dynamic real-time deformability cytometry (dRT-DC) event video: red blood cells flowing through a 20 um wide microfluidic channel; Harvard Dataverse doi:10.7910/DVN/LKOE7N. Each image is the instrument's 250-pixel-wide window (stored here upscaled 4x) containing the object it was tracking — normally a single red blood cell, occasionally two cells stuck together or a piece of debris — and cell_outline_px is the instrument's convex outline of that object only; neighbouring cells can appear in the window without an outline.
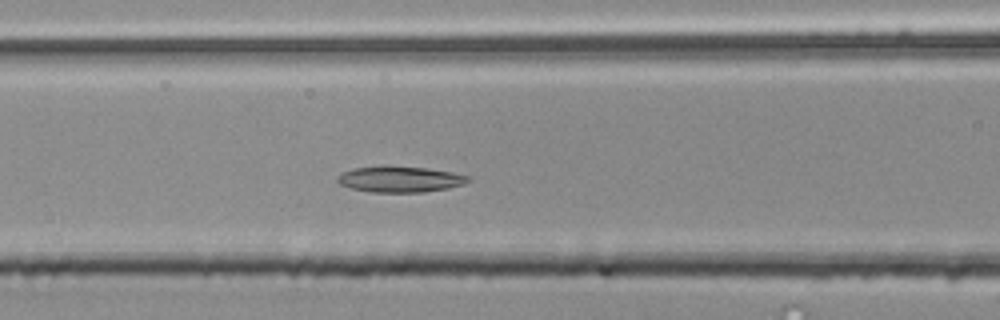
{"species": "common noctule bat (a hibernating species)", "species_latin": "Nyctalus noctula", "temperature_condition": "room temperature", "stored_images_in_passage": 51, "camera_frame_rate_fps": 3000, "um_per_image_px": 0.085, "animal": {"sex": "male", "body_mass_g": 20.4}, "frame": {"image": 1, "passage_image": 19, "time_ms": 6.0, "image_size_px": [1000, 320], "cell_outline_px": [[468, 180], [464, 184], [448, 188], [424, 192], [368, 192], [352, 188], [340, 184], [336, 180], [336, 176], [352, 168], [384, 164], [428, 168], [452, 172], [468, 176]], "centroid_in_image_um": [33.94, 15.21], "position_along_channel_um": 132.7, "area_um2": 20.11}}
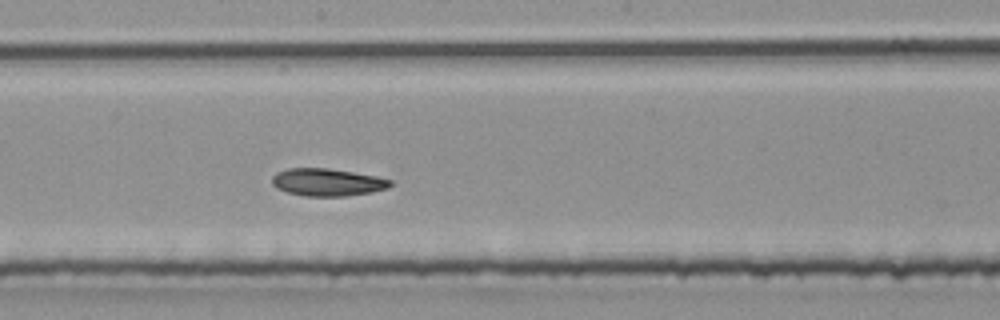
{"frame": {"image": 2, "passage_image": 26, "time_ms": 8.333, "image_size_px": [1000, 320], "cell_outline_px": [[392, 184], [388, 188], [372, 192], [344, 196], [304, 196], [288, 192], [276, 188], [272, 184], [272, 176], [276, 172], [288, 168], [328, 168], [376, 176], [392, 180]], "centroid_in_image_um": [27.81, 15.49], "position_along_channel_um": 220.4, "area_um2": 18.96}}
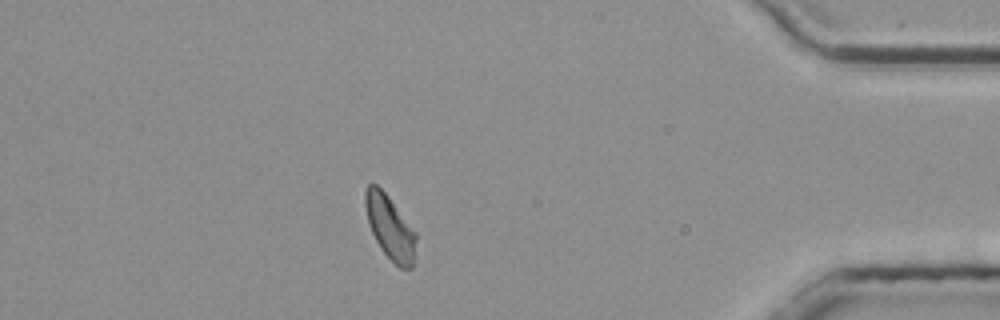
{"frame": {"image": 3, "passage_image": 44, "time_ms": 14.333, "image_size_px": [1000, 320], "cell_outline_px": [[416, 240], [412, 268], [400, 268], [380, 248], [372, 232], [368, 220], [364, 204], [364, 188], [368, 184], [376, 184], [384, 192], [416, 232]], "centroid_in_image_um": [33.13, 19.3], "position_along_channel_um": 402.1, "area_um2": 18.5}, "authors_computed_cell_mechanics": {"area_um2": 19.1896, "velocity_mm_per_s": 3.7635, "shape_relaxation_time_tau1_ms": null, "shape_relaxation_time_tau2_ms": 8.0444, "deformation_change_tau1": null, "deformation_change_tau2": 0.1238}}